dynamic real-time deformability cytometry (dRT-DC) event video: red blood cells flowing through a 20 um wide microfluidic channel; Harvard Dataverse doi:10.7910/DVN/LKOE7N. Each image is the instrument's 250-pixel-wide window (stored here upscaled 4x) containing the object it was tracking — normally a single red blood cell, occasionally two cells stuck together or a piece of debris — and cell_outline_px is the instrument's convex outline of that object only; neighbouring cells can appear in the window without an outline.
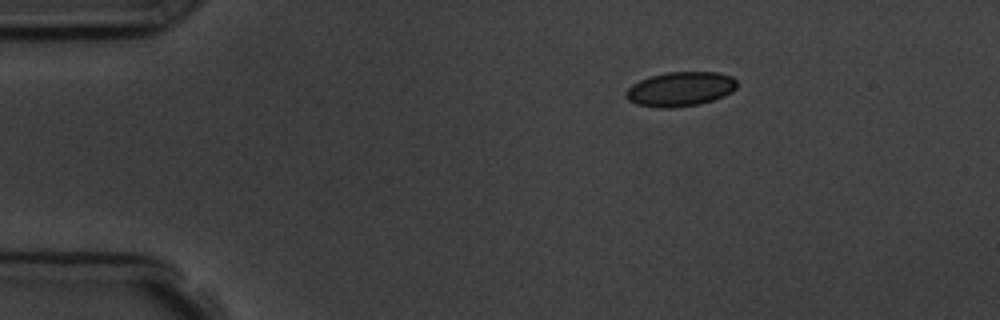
{"species": "common noctule bat (a hibernating species)", "species_latin": "Nyctalus noctula", "temperature_condition": "room temperature", "stored_images_in_passage": 3, "camera_frame_rate_fps": 3000, "um_per_image_px": 0.085, "animal": {"sex": "male", "body_mass_g": 19.5, "forearm_length_mm": 54.6}, "frame": {"image": 1, "passage_image": 1, "time_ms": 0.0, "image_size_px": [1000, 320], "cell_outline_px": [[736, 88], [732, 92], [724, 96], [700, 104], [672, 108], [660, 108], [636, 104], [628, 100], [624, 96], [624, 92], [632, 84], [640, 80], [652, 76], [668, 72], [720, 72], [732, 76], [736, 80]], "centroid_in_image_um": [57.82, 7.57], "position_along_channel_um": 27.2, "area_um2": 22.43}}